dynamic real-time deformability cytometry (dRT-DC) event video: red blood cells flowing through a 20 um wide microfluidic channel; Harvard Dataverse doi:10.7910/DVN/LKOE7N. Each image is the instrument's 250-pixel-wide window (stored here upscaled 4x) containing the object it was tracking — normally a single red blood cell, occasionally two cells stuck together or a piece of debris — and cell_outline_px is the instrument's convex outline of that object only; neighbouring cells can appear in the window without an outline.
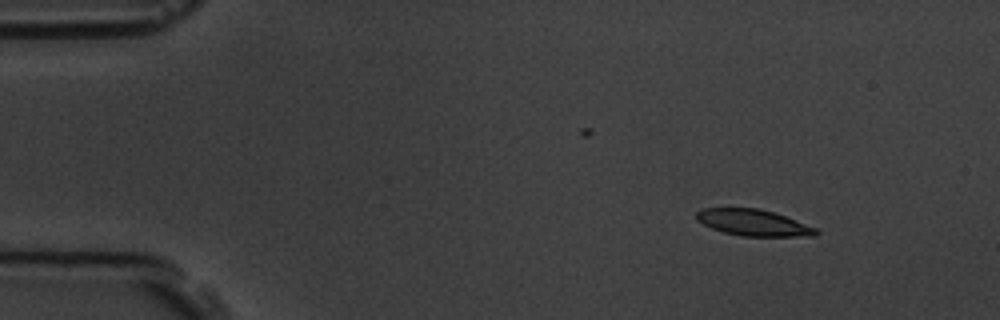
{"species": "common noctule bat (a hibernating species)", "species_latin": "Nyctalus noctula", "temperature_condition": "room temperature", "stored_images_in_passage": 2, "camera_frame_rate_fps": 3000, "um_per_image_px": 0.085, "animal": {"sex": "male", "body_mass_g": 19.5, "forearm_length_mm": 54.6}, "frame": {"image": 1, "passage_image": 1, "time_ms": 0.0, "image_size_px": [1000, 320], "cell_outline_px": [[820, 232], [816, 236], [740, 236], [724, 232], [712, 228], [696, 220], [696, 212], [700, 208], [760, 208], [784, 216], [816, 228]], "centroid_in_image_um": [64.01, 18.92], "position_along_channel_um": 21.0, "area_um2": 18.26}}